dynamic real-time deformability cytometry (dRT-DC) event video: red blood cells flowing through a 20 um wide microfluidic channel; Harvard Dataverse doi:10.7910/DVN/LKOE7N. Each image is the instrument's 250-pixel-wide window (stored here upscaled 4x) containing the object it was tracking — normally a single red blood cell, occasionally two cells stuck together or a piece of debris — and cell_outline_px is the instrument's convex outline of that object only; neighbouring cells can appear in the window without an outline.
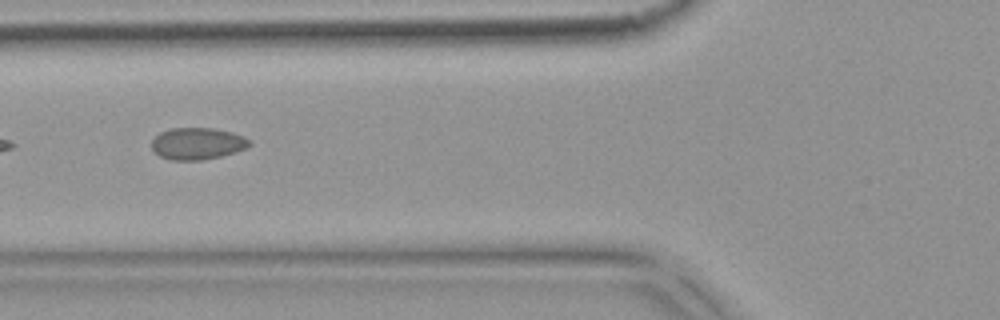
{"species": "common noctule bat (a hibernating species)", "species_latin": "Nyctalus noctula", "temperature_condition": "warm", "stored_images_in_passage": 8, "camera_frame_rate_fps": 3000, "um_per_image_px": 0.085, "animal": {"sex": "female", "body_mass_g": 18.4}, "frame": {"image": 1, "passage_image": 6, "time_ms": 1.667, "image_size_px": [1000, 320], "cell_outline_px": [[252, 144], [236, 152], [220, 156], [200, 160], [172, 160], [160, 156], [152, 152], [152, 140], [160, 132], [172, 128], [212, 128], [232, 132], [244, 136]], "centroid_in_image_um": [16.75, 12.2], "position_along_channel_um": 109.0, "area_um2": 18.09}}